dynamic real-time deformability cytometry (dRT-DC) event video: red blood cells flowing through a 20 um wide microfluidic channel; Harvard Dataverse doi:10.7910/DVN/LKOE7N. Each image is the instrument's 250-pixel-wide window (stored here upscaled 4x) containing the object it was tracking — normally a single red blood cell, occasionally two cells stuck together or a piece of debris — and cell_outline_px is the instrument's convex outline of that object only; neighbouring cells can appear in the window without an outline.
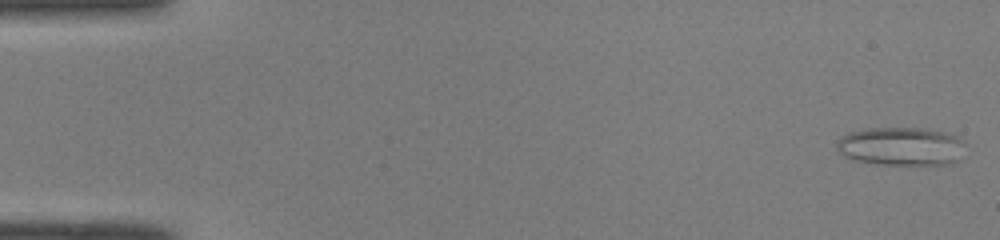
{"species": "common noctule bat (a hibernating species)", "species_latin": "Nyctalus noctula", "temperature_condition": "room temperature", "stored_images_in_passage": 49, "camera_frame_rate_fps": 3000, "um_per_image_px": 0.085, "animal": {"sex": "male", "body_mass_g": 19.0, "forearm_length_mm": 50.8}, "frame": {"image": 1, "passage_image": 1, "time_ms": 0.0, "image_size_px": [1000, 240], "cell_outline_px": [[960, 140], [956, 160], [952, 164], [876, 164], [852, 160], [844, 156], [836, 148], [836, 140], [840, 136], [848, 132], [868, 128], [920, 128], [944, 132], [956, 136]], "centroid_in_image_um": [76.43, 12.43], "position_along_channel_um": 8.6, "area_um2": 28.32}}
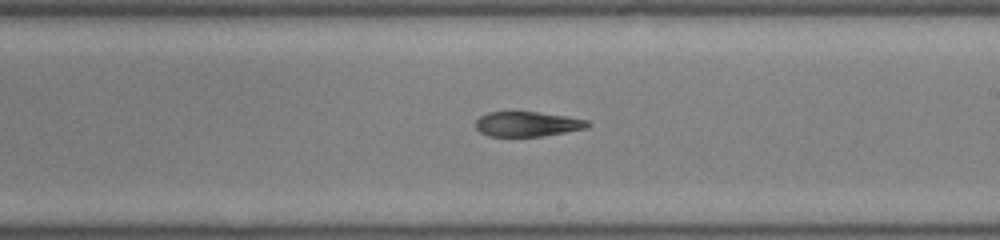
{"frame": {"image": 2, "passage_image": 29, "time_ms": 9.333, "image_size_px": [1000, 240], "cell_outline_px": [[592, 124], [588, 128], [544, 136], [488, 136], [480, 132], [476, 128], [476, 120], [480, 116], [488, 112], [536, 112], [564, 116], [588, 120]], "centroid_in_image_um": [44.84, 10.55], "position_along_channel_um": 244.2, "area_um2": 16.24}}
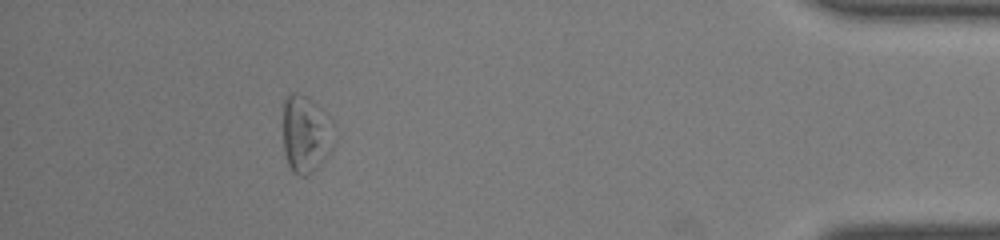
{"frame": {"image": 3, "passage_image": 45, "time_ms": 14.667, "image_size_px": [1000, 240], "cell_outline_px": [[336, 144], [320, 164], [308, 176], [300, 176], [288, 164], [284, 152], [284, 96], [288, 92], [296, 92], [308, 96], [336, 124]], "centroid_in_image_um": [26.05, 11.35], "position_along_channel_um": 409.2, "area_um2": 23.58}}